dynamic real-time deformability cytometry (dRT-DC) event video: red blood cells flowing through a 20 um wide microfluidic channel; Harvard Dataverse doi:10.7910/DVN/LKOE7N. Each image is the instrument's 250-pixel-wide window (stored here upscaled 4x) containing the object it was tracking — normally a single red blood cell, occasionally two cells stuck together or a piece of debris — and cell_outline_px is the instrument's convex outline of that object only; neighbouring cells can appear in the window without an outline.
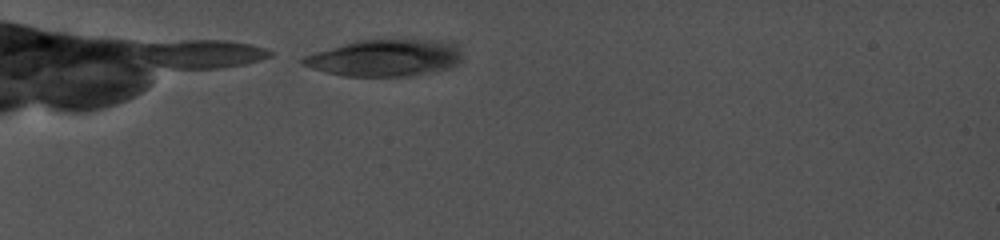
{"species": "common noctule bat (a hibernating species)", "species_latin": "Nyctalus noctula", "temperature_condition": "cold", "stored_images_in_passage": 29, "camera_frame_rate_fps": 5000, "um_per_image_px": 0.085, "animal": {"sex": "female", "body_mass_g": 19.0, "forearm_length_mm": 56.7}, "frame": {"image": 1, "passage_image": 1, "time_ms": 0.0, "image_size_px": [1000, 240], "cell_outline_px": [[460, 60], [452, 68], [416, 76], [344, 76], [312, 68], [304, 64], [300, 60], [304, 56], [316, 52], [356, 40], [408, 40], [440, 44], [452, 48], [460, 56]], "centroid_in_image_um": [32.6, 4.97], "position_along_channel_um": 52.4, "area_um2": 32.83}}
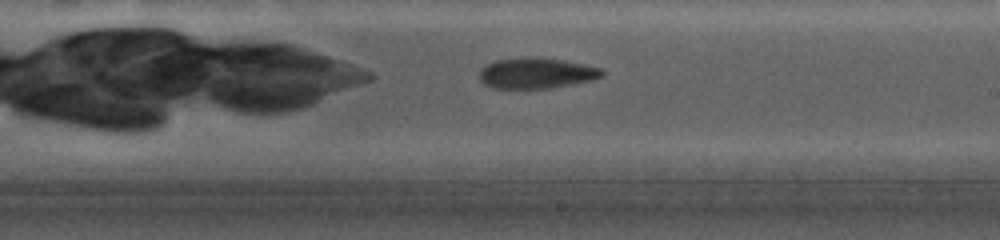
{"frame": {"image": 2, "passage_image": 17, "time_ms": 5.2, "image_size_px": [1000, 240], "cell_outline_px": [[604, 76], [592, 80], [572, 84], [548, 88], [492, 88], [484, 84], [480, 80], [480, 68], [496, 60], [524, 56], [536, 56], [564, 60], [600, 68], [604, 72]], "centroid_in_image_um": [45.58, 6.2], "position_along_channel_um": 243.4, "area_um2": 22.08}}